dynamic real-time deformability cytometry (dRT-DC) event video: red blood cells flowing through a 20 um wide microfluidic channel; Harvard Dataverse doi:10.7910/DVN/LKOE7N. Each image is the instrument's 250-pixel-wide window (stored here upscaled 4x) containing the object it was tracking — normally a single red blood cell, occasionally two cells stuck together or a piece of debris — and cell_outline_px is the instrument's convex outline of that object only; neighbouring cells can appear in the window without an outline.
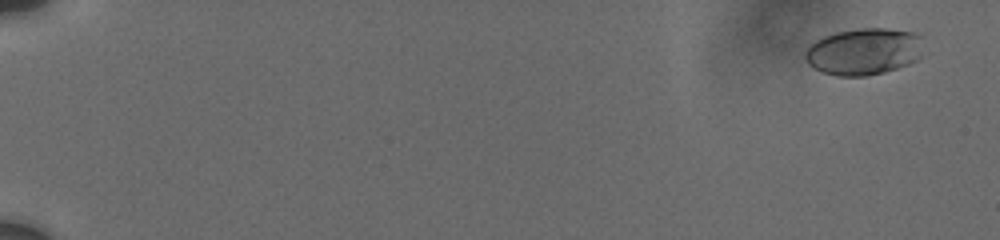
{"species": "human", "species_latin": "Homo sapiens", "temperature_condition": "cold", "stored_images_in_passage": 52, "camera_frame_rate_fps": 3000, "um_per_image_px": 0.085, "donor": {"sex": "male"}, "frame": {"image": 1, "passage_image": 3, "time_ms": 1.0, "image_size_px": [1000, 240], "cell_outline_px": [[920, 56], [916, 60], [908, 64], [884, 72], [864, 76], [836, 76], [824, 72], [808, 64], [804, 56], [804, 52], [808, 44], [824, 36], [836, 32], [860, 28], [888, 28], [916, 32], [920, 36]], "centroid_in_image_um": [73.39, 4.37], "position_along_channel_um": 11.6, "area_um2": 32.25}}
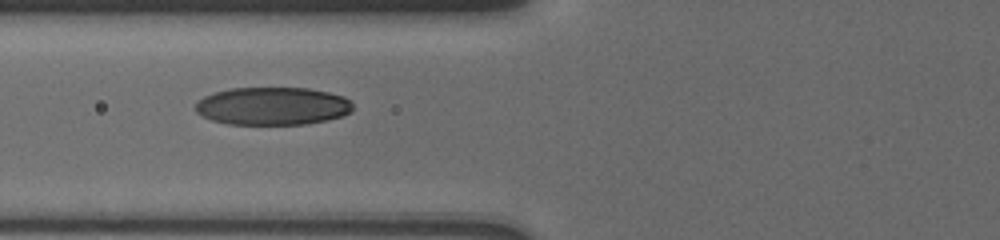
{"frame": {"image": 2, "passage_image": 26, "time_ms": 8.667, "image_size_px": [1000, 240], "cell_outline_px": [[352, 112], [344, 116], [328, 120], [304, 124], [228, 124], [212, 120], [196, 112], [196, 104], [204, 96], [228, 88], [308, 88], [328, 92], [344, 96], [352, 104]], "centroid_in_image_um": [23.2, 9.01], "position_along_channel_um": 102.6, "area_um2": 34.74}}
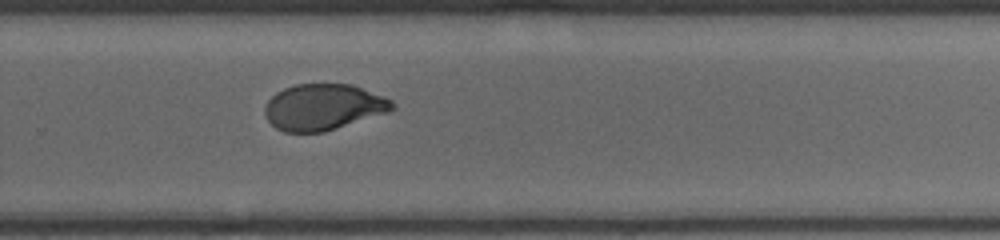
{"frame": {"image": 3, "passage_image": 52, "time_ms": 14.0, "image_size_px": [1000, 240], "cell_outline_px": [[396, 108], [388, 112], [324, 132], [284, 132], [276, 128], [268, 120], [264, 112], [264, 108], [268, 100], [276, 92], [284, 88], [296, 84], [352, 84], [384, 96], [392, 100], [396, 104]], "centroid_in_image_um": [27.5, 9.09], "position_along_channel_um": 302.3, "area_um2": 34.33}}